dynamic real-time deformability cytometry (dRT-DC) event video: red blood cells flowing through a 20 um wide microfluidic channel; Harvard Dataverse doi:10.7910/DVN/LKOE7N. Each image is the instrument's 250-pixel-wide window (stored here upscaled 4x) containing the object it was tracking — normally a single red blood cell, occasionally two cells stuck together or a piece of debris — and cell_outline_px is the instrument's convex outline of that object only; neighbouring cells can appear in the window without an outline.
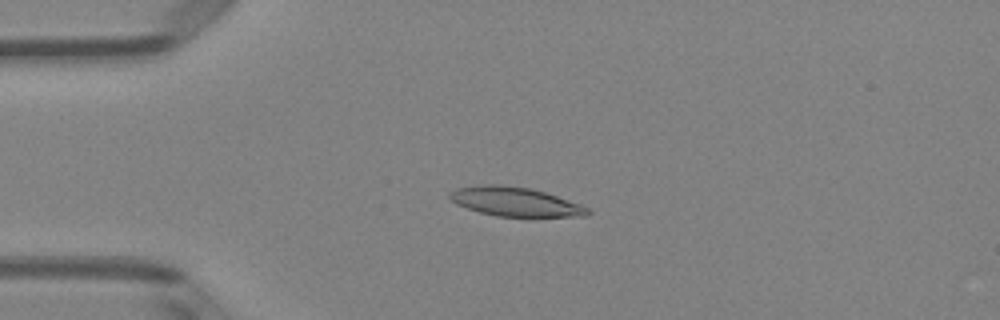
{"species": "Egyptian fruit bat (a non-hibernating species)", "species_latin": "Rousettus aegyptiacus", "temperature_condition": "room temperature", "stored_images_in_passage": 51, "camera_frame_rate_fps": 3000, "um_per_image_px": 0.085, "animal": {"sex": "female"}, "frame": {"image": 1, "passage_image": 13, "time_ms": 4.0, "image_size_px": [1000, 320], "cell_outline_px": [[592, 212], [588, 216], [532, 220], [496, 216], [480, 212], [456, 204], [448, 196], [448, 192], [456, 188], [488, 184], [500, 184], [532, 188], [580, 204], [588, 208]], "centroid_in_image_um": [43.88, 17.21], "position_along_channel_um": 41.1, "area_um2": 24.57}}
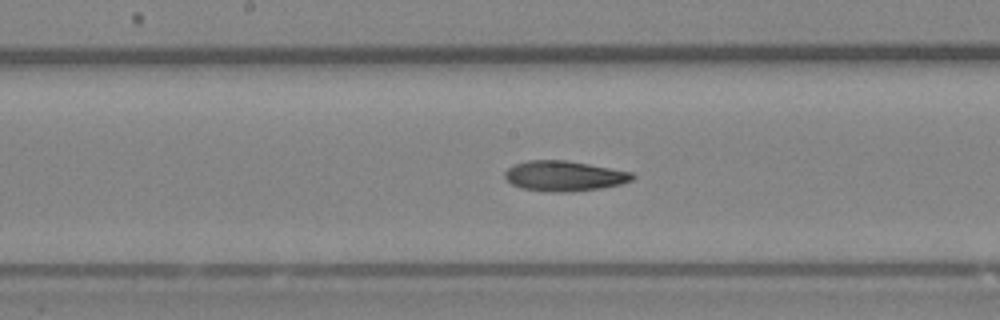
{"frame": {"image": 2, "passage_image": 27, "time_ms": 8.667, "image_size_px": [1000, 320], "cell_outline_px": [[636, 176], [632, 180], [620, 184], [600, 188], [568, 192], [552, 192], [520, 188], [512, 184], [504, 176], [504, 172], [512, 164], [528, 160], [568, 160], [632, 172]], "centroid_in_image_um": [47.93, 14.95], "position_along_channel_um": 200.3, "area_um2": 22.54}}
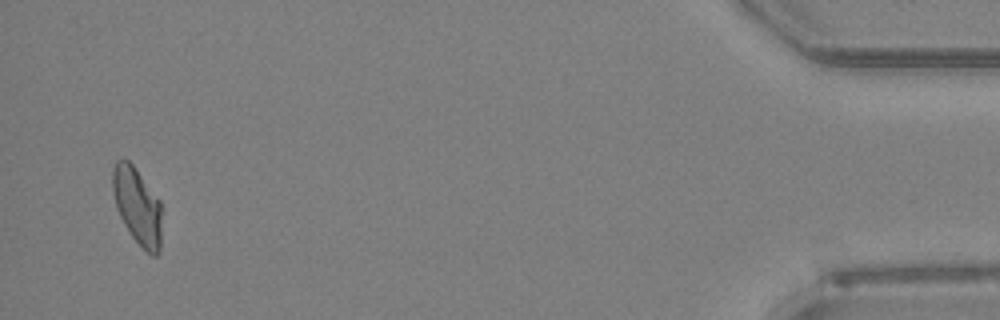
{"frame": {"image": 3, "passage_image": 50, "time_ms": 16.333, "image_size_px": [1000, 320], "cell_outline_px": [[160, 252], [156, 256], [152, 256], [132, 236], [124, 224], [116, 208], [112, 192], [112, 172], [116, 160], [128, 160], [132, 164], [160, 200]], "centroid_in_image_um": [11.65, 17.5], "position_along_channel_um": 423.5, "area_um2": 21.68}, "authors_computed_cell_mechanics": {"area_um2": 22.542, "velocity_mm_per_s": 3.9695, "shape_relaxation_time_tau1_ms": 7.0639, "shape_relaxation_time_tau2_ms": 2.9095, "deformation_change_tau1": 0.185, "deformation_change_tau2": 0.0965}}